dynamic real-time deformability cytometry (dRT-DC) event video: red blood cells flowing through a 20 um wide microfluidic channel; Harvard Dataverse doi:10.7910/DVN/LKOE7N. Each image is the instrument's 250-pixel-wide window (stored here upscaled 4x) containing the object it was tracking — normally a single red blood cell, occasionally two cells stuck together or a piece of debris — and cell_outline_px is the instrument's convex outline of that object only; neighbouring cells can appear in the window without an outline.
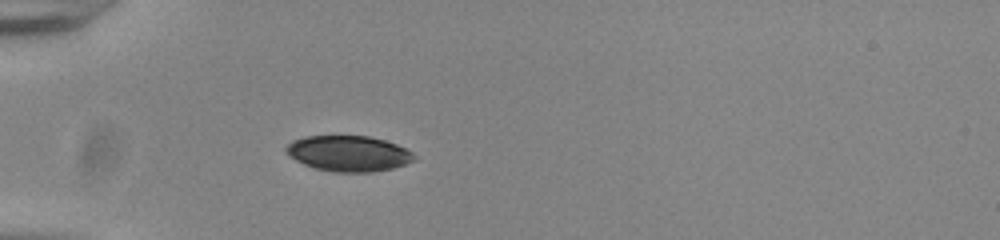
{"species": "common noctule bat (a hibernating species)", "species_latin": "Nyctalus noctula", "temperature_condition": "room temperature", "stored_images_in_passage": 38, "camera_frame_rate_fps": 3000, "um_per_image_px": 0.085, "animal": {"sex": "male", "body_mass_g": 20.0, "forearm_length_mm": 53.3}, "frame": {"image": 1, "passage_image": 1, "time_ms": 0.0, "image_size_px": [1000, 240], "cell_outline_px": [[416, 160], [392, 168], [372, 172], [336, 172], [316, 168], [304, 164], [296, 160], [284, 152], [284, 148], [292, 140], [304, 136], [368, 136], [384, 140], [396, 144], [412, 152], [416, 156]], "centroid_in_image_um": [29.61, 13.04], "position_along_channel_um": 55.4, "area_um2": 26.59}}
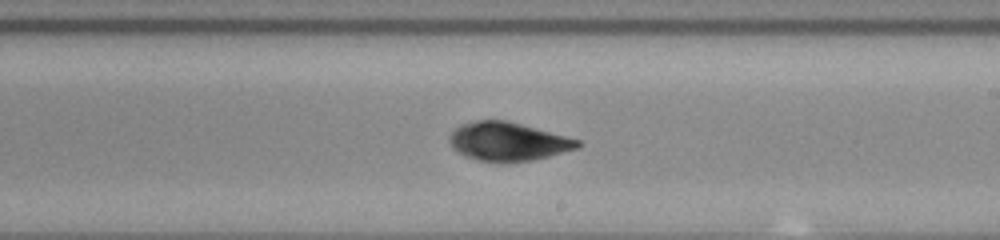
{"frame": {"image": 2, "passage_image": 17, "time_ms": 5.333, "image_size_px": [1000, 240], "cell_outline_px": [[580, 144], [576, 148], [548, 156], [532, 160], [504, 164], [476, 160], [464, 156], [456, 152], [452, 148], [448, 140], [448, 136], [460, 124], [476, 120], [504, 120], [536, 128], [580, 140]], "centroid_in_image_um": [43.09, 12.05], "position_along_channel_um": 245.9, "area_um2": 28.96}}
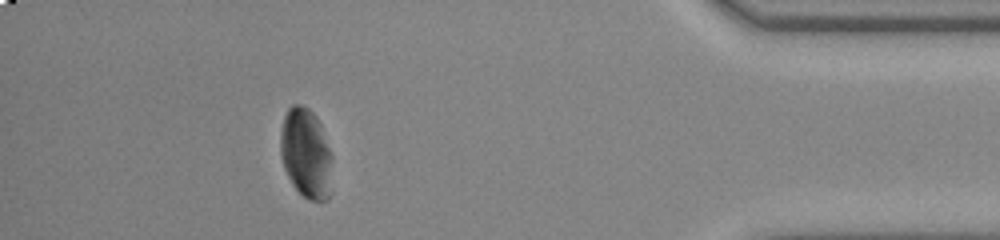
{"frame": {"image": 3, "passage_image": 33, "time_ms": 10.667, "image_size_px": [1000, 240], "cell_outline_px": [[332, 192], [328, 200], [312, 200], [304, 196], [292, 184], [284, 168], [280, 156], [280, 132], [284, 116], [288, 108], [292, 104], [300, 104], [308, 108], [316, 116], [320, 124], [332, 156]], "centroid_in_image_um": [26.02, 13.04], "position_along_channel_um": 409.2, "area_um2": 27.46}, "authors_computed_cell_mechanics": {"area_um2": 28.1775, "velocity_mm_per_s": 3.8438, "shape_relaxation_time_tau1_ms": 1.6487, "shape_relaxation_time_tau2_ms": 2.2541, "deformation_change_tau1": 0.0781, "deformation_change_tau2": 0.0717}}